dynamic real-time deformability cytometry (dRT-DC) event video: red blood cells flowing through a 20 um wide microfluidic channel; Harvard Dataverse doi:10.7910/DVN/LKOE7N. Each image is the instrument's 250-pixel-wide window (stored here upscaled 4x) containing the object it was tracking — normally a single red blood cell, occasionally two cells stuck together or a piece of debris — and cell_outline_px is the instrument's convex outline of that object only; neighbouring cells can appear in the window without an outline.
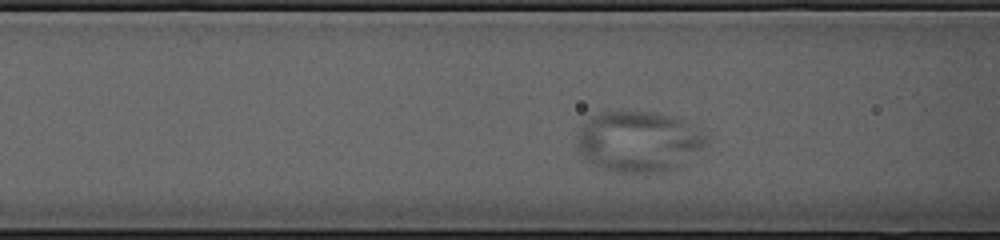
{"species": "common noctule bat (a hibernating species)", "species_latin": "Nyctalus noctula", "temperature_condition": "cold", "stored_images_in_passage": 34, "camera_frame_rate_fps": 3000, "um_per_image_px": 0.085, "animal": {"sex": "female", "body_mass_g": 23.0, "forearm_length_mm": 53.4}, "frame": {"image": 1, "passage_image": 10, "time_ms": 3.0, "image_size_px": [1000, 240], "cell_outline_px": [[708, 144], [684, 164], [676, 168], [660, 172], [604, 172], [584, 160], [576, 148], [576, 132], [592, 116], [604, 112], [652, 112], [672, 116], [684, 120], [708, 136]], "centroid_in_image_um": [54.25, 12.06], "position_along_channel_um": 112.4, "area_um2": 46.47}}
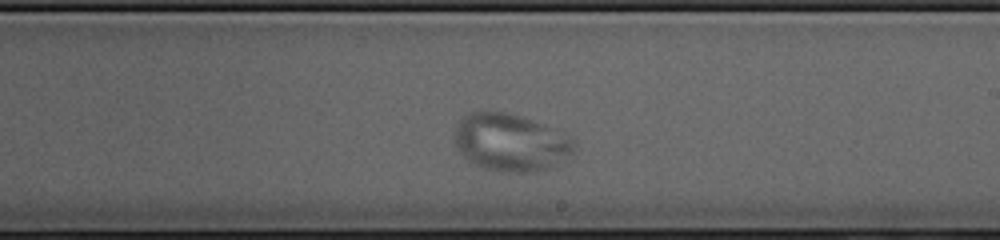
{"frame": {"image": 2, "passage_image": 21, "time_ms": 6.667, "image_size_px": [1000, 240], "cell_outline_px": [[576, 144], [572, 152], [552, 168], [536, 172], [504, 172], [488, 168], [476, 164], [464, 156], [460, 152], [456, 144], [456, 124], [464, 116], [472, 112], [504, 112], [520, 116], [544, 124], [564, 132]], "centroid_in_image_um": [43.44, 12.11], "position_along_channel_um": 245.6, "area_um2": 39.59}}
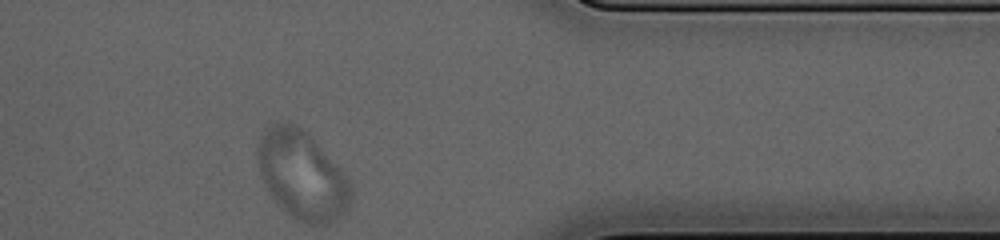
{"frame": {"image": 3, "passage_image": 34, "time_ms": 11.0, "image_size_px": [1000, 240], "cell_outline_px": [[352, 200], [348, 212], [336, 220], [328, 224], [308, 224], [292, 216], [268, 192], [260, 176], [256, 156], [256, 140], [260, 132], [264, 128], [276, 120], [288, 120], [296, 124], [308, 132], [348, 176], [352, 192]], "centroid_in_image_um": [25.66, 14.81], "position_along_channel_um": 385.7, "area_um2": 49.3}}